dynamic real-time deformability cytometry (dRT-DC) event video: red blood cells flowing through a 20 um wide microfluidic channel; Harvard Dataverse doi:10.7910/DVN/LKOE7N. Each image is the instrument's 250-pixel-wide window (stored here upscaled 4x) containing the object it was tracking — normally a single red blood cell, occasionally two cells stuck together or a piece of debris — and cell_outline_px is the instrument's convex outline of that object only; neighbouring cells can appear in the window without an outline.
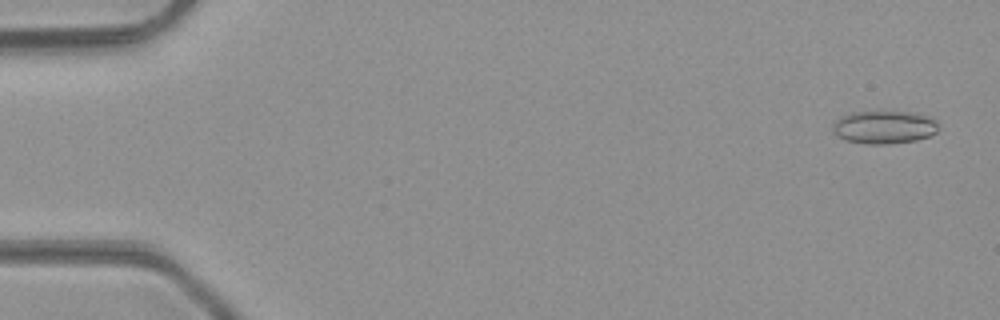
{"species": "common noctule bat (a hibernating species)", "species_latin": "Nyctalus noctula", "temperature_condition": "room temperature", "stored_images_in_passage": 50, "segment_of_instrument_passage": [1, 2], "camera_frame_rate_fps": 3000, "um_per_image_px": 0.085, "animal": {"sex": "male", "body_mass_g": 23.1, "forearm_length_mm": 52.7}, "frame": {"image": 1, "passage_image": 2, "time_ms": 0.333, "image_size_px": [1000, 320], "cell_outline_px": [[940, 128], [936, 132], [928, 136], [916, 140], [888, 144], [868, 144], [848, 140], [836, 136], [832, 132], [832, 124], [840, 116], [852, 112], [880, 108], [916, 112], [928, 116], [936, 120], [940, 124]], "centroid_in_image_um": [75.16, 10.74], "position_along_channel_um": 9.8, "area_um2": 21.44}}
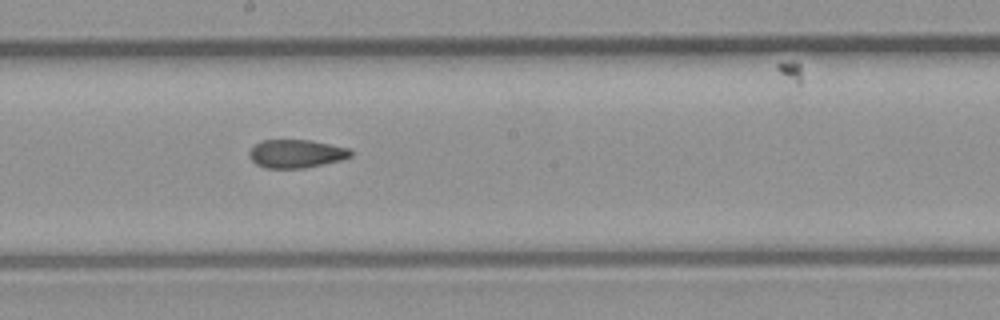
{"frame": {"image": 2, "passage_image": 27, "time_ms": 8.667, "image_size_px": [1000, 320], "cell_outline_px": [[352, 156], [340, 160], [304, 168], [264, 168], [256, 164], [248, 156], [248, 152], [260, 140], [312, 140], [348, 148], [352, 152]], "centroid_in_image_um": [25.15, 13.06], "position_along_channel_um": 223.1, "area_um2": 16.7}}
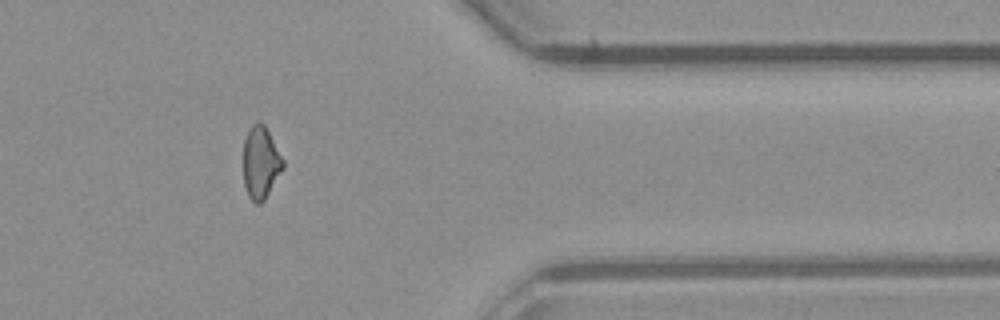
{"frame": {"image": 3, "passage_image": 40, "time_ms": 13.0, "image_size_px": [1000, 320], "cell_outline_px": [[284, 168], [264, 200], [260, 204], [256, 204], [248, 196], [244, 184], [244, 140], [252, 124], [256, 120], [260, 120], [264, 124], [284, 160]], "centroid_in_image_um": [22.16, 13.81], "position_along_channel_um": 389.2, "area_um2": 16.7}}